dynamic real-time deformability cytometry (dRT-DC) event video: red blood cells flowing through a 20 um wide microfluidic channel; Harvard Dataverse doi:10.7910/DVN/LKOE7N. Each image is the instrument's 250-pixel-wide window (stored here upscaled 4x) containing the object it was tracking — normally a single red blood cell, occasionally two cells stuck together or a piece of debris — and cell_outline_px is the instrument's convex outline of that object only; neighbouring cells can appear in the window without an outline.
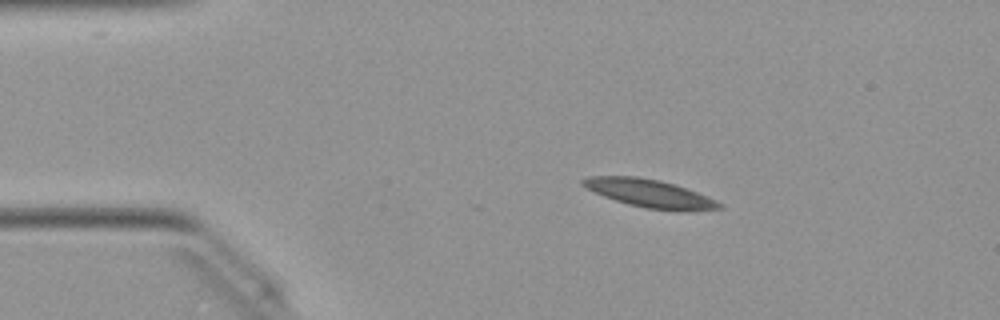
{"species": "Egyptian fruit bat (a non-hibernating species)", "species_latin": "Rousettus aegyptiacus", "temperature_condition": "warm", "stored_images_in_passage": 16, "camera_frame_rate_fps": 3000, "um_per_image_px": 0.085, "animal": {"sex": "female"}, "frame": {"image": 1, "passage_image": 1, "time_ms": 0.0, "image_size_px": [1000, 320], "cell_outline_px": [[724, 208], [644, 208], [628, 204], [604, 196], [580, 184], [580, 180], [588, 176], [636, 176], [656, 180], [672, 184], [696, 192], [716, 200], [724, 204]], "centroid_in_image_um": [55.09, 16.39], "position_along_channel_um": 29.9, "area_um2": 20.98}}
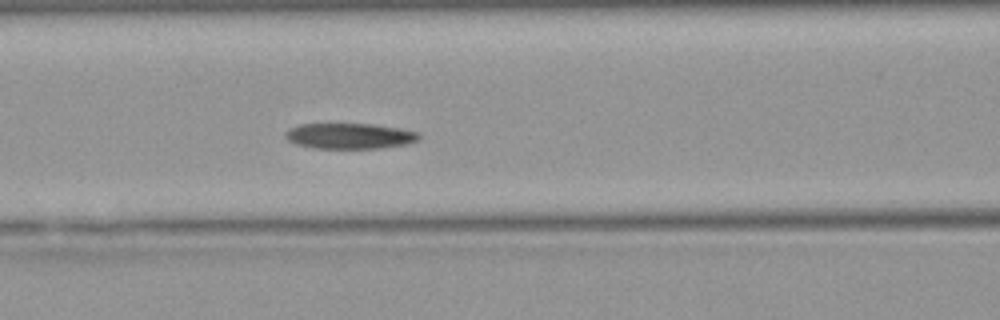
{"frame": {"image": 2, "passage_image": 13, "time_ms": 4.0, "image_size_px": [1000, 320], "cell_outline_px": [[420, 140], [404, 144], [380, 148], [316, 148], [296, 144], [288, 140], [284, 136], [284, 132], [288, 128], [300, 124], [372, 124], [400, 128], [420, 132]], "centroid_in_image_um": [29.72, 11.55], "position_along_channel_um": 136.9, "area_um2": 20.0}}
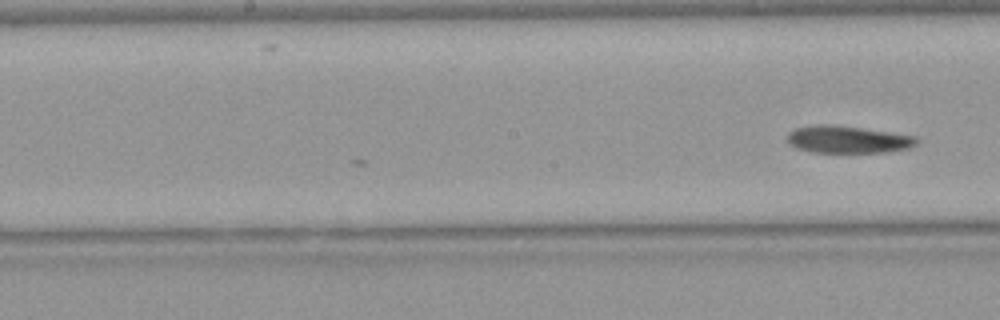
{"frame": {"image": 3, "passage_image": 16, "time_ms": 5.0, "image_size_px": [1000, 320], "cell_outline_px": [[920, 140], [916, 144], [908, 148], [884, 152], [812, 152], [796, 148], [788, 144], [788, 132], [796, 128], [816, 124], [836, 124], [916, 136]], "centroid_in_image_um": [72.04, 11.84], "position_along_channel_um": 176.2, "area_um2": 20.63}}